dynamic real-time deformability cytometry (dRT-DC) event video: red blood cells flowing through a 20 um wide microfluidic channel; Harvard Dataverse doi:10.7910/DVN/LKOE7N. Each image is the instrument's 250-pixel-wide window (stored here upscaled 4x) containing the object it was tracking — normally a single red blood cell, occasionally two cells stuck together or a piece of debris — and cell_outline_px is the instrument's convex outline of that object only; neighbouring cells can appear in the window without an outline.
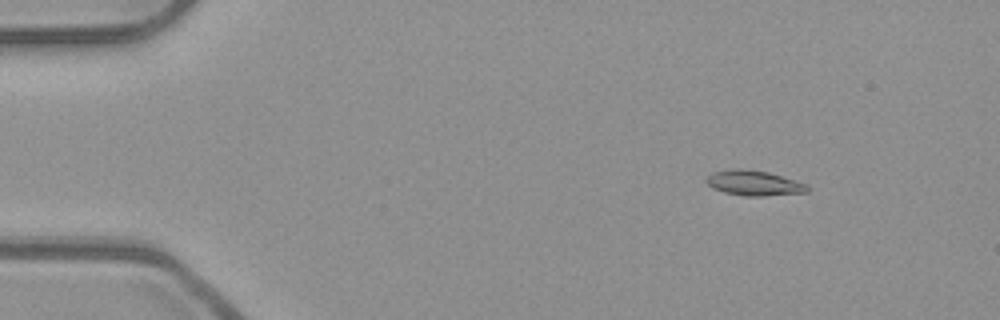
{"species": "common noctule bat (a hibernating species)", "species_latin": "Nyctalus noctula", "temperature_condition": "room temperature", "stored_images_in_passage": 50, "camera_frame_rate_fps": 3000, "um_per_image_px": 0.085, "animal": {"sex": "male", "body_mass_g": 23.1, "forearm_length_mm": 52.7}, "frame": {"image": 1, "passage_image": 4, "time_ms": 1.0, "image_size_px": [1000, 320], "cell_outline_px": [[808, 192], [764, 196], [744, 196], [724, 192], [712, 188], [704, 180], [712, 172], [732, 168], [744, 168], [768, 172], [808, 184]], "centroid_in_image_um": [64.06, 15.55], "position_along_channel_um": 20.9, "area_um2": 14.91}}
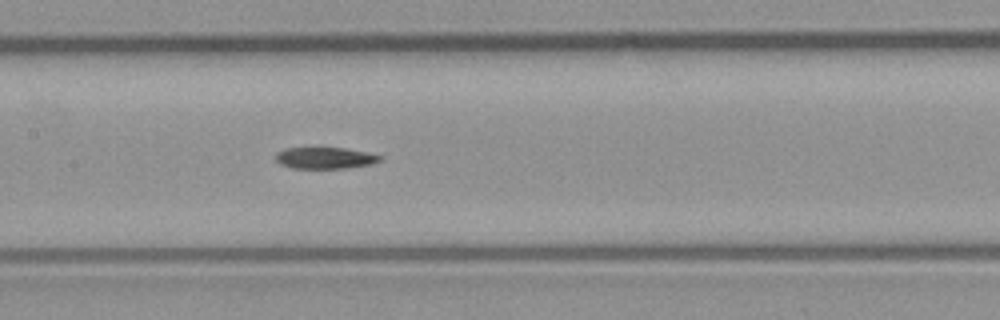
{"frame": {"image": 2, "passage_image": 23, "time_ms": 7.333, "image_size_px": [1000, 320], "cell_outline_px": [[384, 160], [372, 164], [348, 168], [292, 168], [280, 164], [276, 160], [276, 152], [284, 148], [344, 148], [368, 152], [384, 156]], "centroid_in_image_um": [27.68, 13.43], "position_along_channel_um": 179.7, "area_um2": 13.24}}
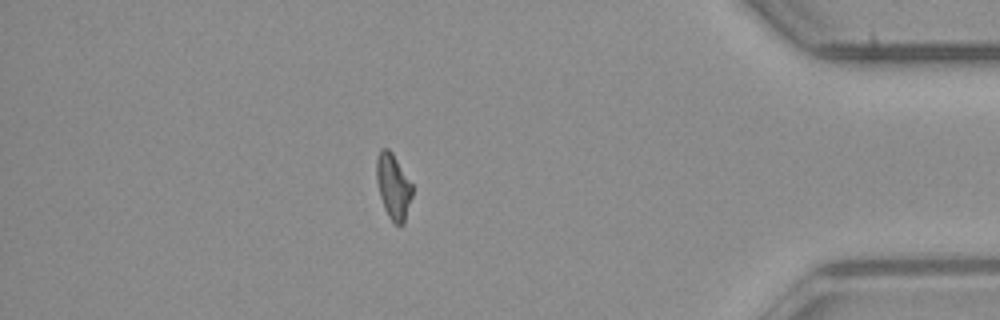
{"frame": {"image": 3, "passage_image": 43, "time_ms": 14.0, "image_size_px": [1000, 320], "cell_outline_px": [[412, 196], [404, 224], [396, 224], [388, 216], [384, 208], [380, 196], [376, 180], [376, 156], [380, 148], [388, 148], [392, 152], [412, 184]], "centroid_in_image_um": [33.41, 15.82], "position_along_channel_um": 401.8, "area_um2": 13.64}}